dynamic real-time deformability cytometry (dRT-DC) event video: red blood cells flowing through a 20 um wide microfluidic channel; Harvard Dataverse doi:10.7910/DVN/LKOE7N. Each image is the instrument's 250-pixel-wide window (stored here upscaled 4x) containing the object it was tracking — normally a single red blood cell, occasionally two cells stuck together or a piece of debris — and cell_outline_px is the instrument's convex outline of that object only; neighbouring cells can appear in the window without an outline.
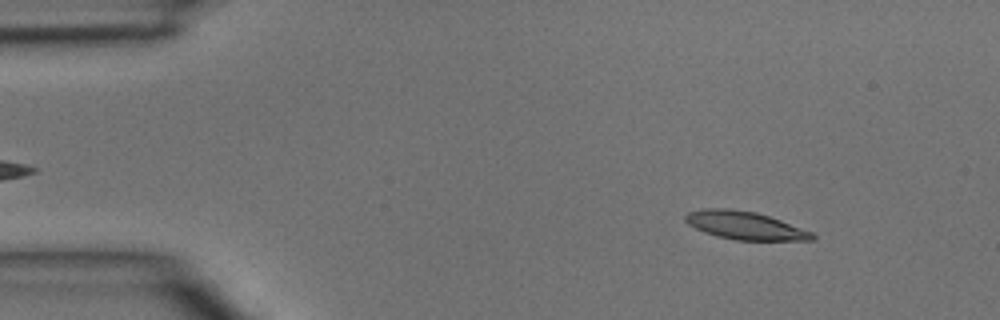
{"species": "common noctule bat (a hibernating species)", "species_latin": "Nyctalus noctula", "temperature_condition": "room temperature", "stored_images_in_passage": 3, "camera_frame_rate_fps": 3000, "um_per_image_px": 0.085, "animal": {"sex": "male", "body_mass_g": 15.6}, "frame": {"image": 1, "passage_image": 1, "time_ms": 0.0, "image_size_px": [1000, 320], "cell_outline_px": [[816, 240], [736, 240], [716, 236], [704, 232], [688, 224], [684, 220], [684, 216], [688, 212], [700, 208], [728, 208], [756, 212], [780, 220], [812, 232], [816, 236]], "centroid_in_image_um": [63.28, 19.16], "position_along_channel_um": 21.7, "area_um2": 20.75}}
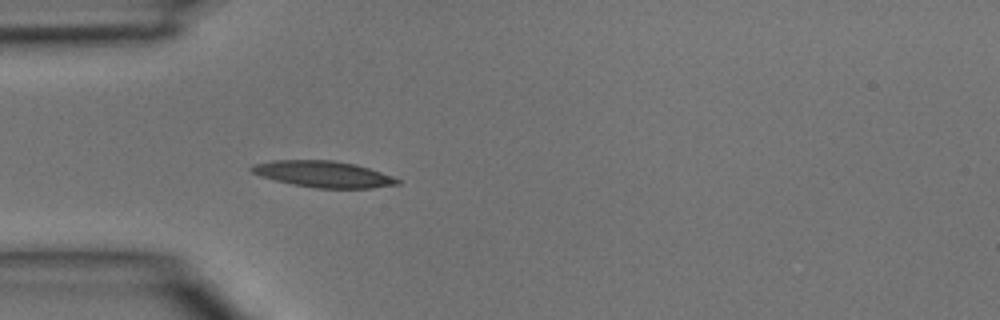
{"frame": {"image": 2, "passage_image": 3, "time_ms": 0.667, "image_size_px": [1000, 320], "cell_outline_px": [[400, 184], [372, 188], [316, 188], [292, 184], [260, 176], [252, 172], [248, 168], [252, 164], [272, 160], [332, 160], [356, 164], [392, 176], [400, 180]], "centroid_in_image_um": [27.46, 14.8], "position_along_channel_um": 57.5, "area_um2": 22.37}}